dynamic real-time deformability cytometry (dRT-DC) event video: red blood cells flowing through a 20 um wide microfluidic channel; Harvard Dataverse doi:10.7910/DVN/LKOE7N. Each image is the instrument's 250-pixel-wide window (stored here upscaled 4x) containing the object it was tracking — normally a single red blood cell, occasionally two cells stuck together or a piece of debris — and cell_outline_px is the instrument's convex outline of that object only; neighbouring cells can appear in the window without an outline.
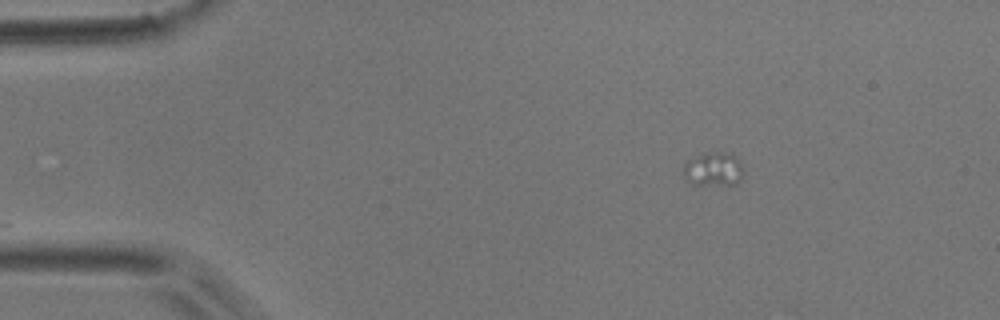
{"species": "common noctule bat (a hibernating species)", "species_latin": "Nyctalus noctula", "temperature_condition": "room temperature", "stored_images_in_passage": 2, "camera_frame_rate_fps": 3000, "um_per_image_px": 0.085, "animal": {"sex": "male", "body_mass_g": 17.9}, "frame": {"image": 1, "passage_image": 2, "time_ms": 1.333, "image_size_px": [1000, 320], "cell_outline_px": [[744, 172], [740, 180], [736, 184], [692, 184], [684, 176], [684, 164], [688, 160], [704, 152], [724, 152], [736, 156], [740, 160], [744, 168]], "centroid_in_image_um": [60.68, 14.36], "position_along_channel_um": 24.3, "area_um2": 11.91}}